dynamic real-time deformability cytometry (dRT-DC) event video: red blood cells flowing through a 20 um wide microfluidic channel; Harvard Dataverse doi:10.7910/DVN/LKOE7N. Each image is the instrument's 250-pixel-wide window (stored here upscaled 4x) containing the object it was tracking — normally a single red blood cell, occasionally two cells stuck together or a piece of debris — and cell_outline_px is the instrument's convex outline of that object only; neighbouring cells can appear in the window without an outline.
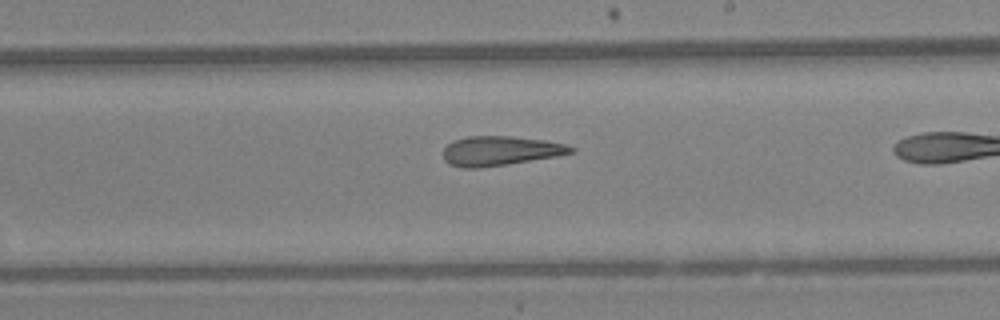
{"species": "Egyptian fruit bat (a non-hibernating species)", "species_latin": "Rousettus aegyptiacus", "temperature_condition": "warm", "stored_images_in_passage": 33, "camera_frame_rate_fps": 3000, "um_per_image_px": 0.085, "animal": {"sex": "female"}, "frame": {"image": 1, "passage_image": 24, "time_ms": 7.667, "image_size_px": [1000, 320], "cell_outline_px": [[576, 152], [556, 156], [480, 168], [464, 168], [448, 164], [444, 160], [444, 148], [452, 140], [468, 136], [512, 136], [544, 140], [564, 144], [576, 148]], "centroid_in_image_um": [42.5, 12.82], "position_along_channel_um": 246.5, "area_um2": 21.91}}